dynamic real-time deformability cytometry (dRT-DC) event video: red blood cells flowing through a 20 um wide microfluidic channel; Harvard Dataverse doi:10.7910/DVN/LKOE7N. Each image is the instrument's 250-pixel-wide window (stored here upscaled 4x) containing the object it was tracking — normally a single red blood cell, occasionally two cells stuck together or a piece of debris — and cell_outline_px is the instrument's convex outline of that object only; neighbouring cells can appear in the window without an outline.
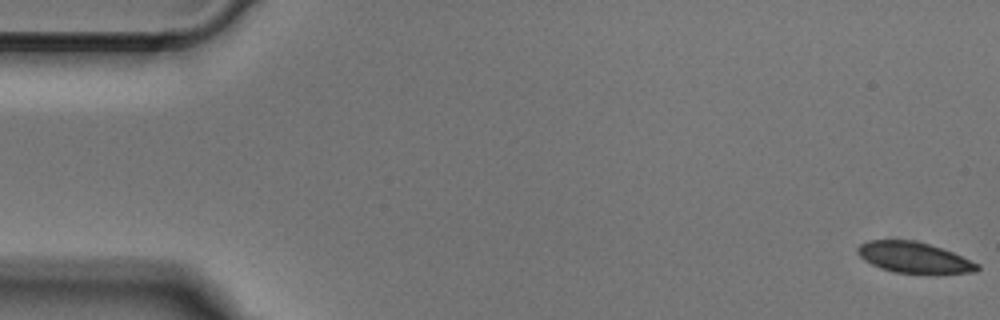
{"species": "Egyptian fruit bat (a non-hibernating species)", "species_latin": "Rousettus aegyptiacus", "temperature_condition": "cold", "stored_images_in_passage": 51, "camera_frame_rate_fps": 3000, "um_per_image_px": 0.085, "animal": {"sex": "male"}, "frame": {"image": 1, "passage_image": 1, "time_ms": 0.0, "image_size_px": [1000, 320], "cell_outline_px": [[980, 268], [976, 272], [896, 272], [880, 268], [864, 260], [856, 252], [856, 248], [860, 244], [868, 240], [916, 240], [952, 252], [980, 264]], "centroid_in_image_um": [77.64, 21.86], "position_along_channel_um": 7.4, "area_um2": 21.04}}
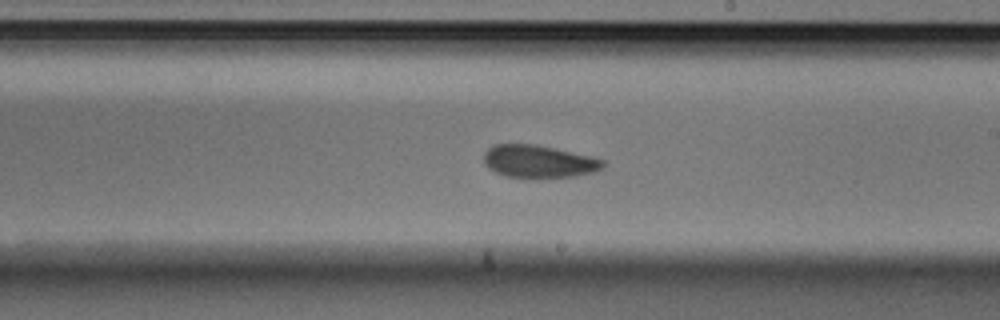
{"frame": {"image": 2, "passage_image": 29, "time_ms": 9.333, "image_size_px": [1000, 320], "cell_outline_px": [[604, 168], [592, 172], [572, 176], [508, 176], [496, 172], [488, 168], [484, 164], [484, 152], [488, 148], [496, 144], [536, 144], [556, 148], [592, 156], [604, 160]], "centroid_in_image_um": [45.79, 13.68], "position_along_channel_um": 243.2, "area_um2": 22.25}}
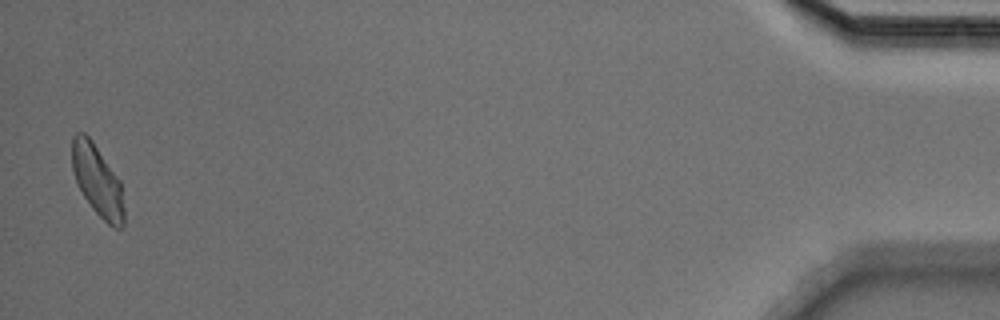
{"frame": {"image": 3, "passage_image": 50, "time_ms": 16.333, "image_size_px": [1000, 320], "cell_outline_px": [[124, 228], [112, 228], [92, 208], [76, 184], [72, 172], [72, 136], [76, 132], [84, 132], [92, 140], [120, 180], [124, 208]], "centroid_in_image_um": [8.27, 15.35], "position_along_channel_um": 426.9, "area_um2": 21.73}}